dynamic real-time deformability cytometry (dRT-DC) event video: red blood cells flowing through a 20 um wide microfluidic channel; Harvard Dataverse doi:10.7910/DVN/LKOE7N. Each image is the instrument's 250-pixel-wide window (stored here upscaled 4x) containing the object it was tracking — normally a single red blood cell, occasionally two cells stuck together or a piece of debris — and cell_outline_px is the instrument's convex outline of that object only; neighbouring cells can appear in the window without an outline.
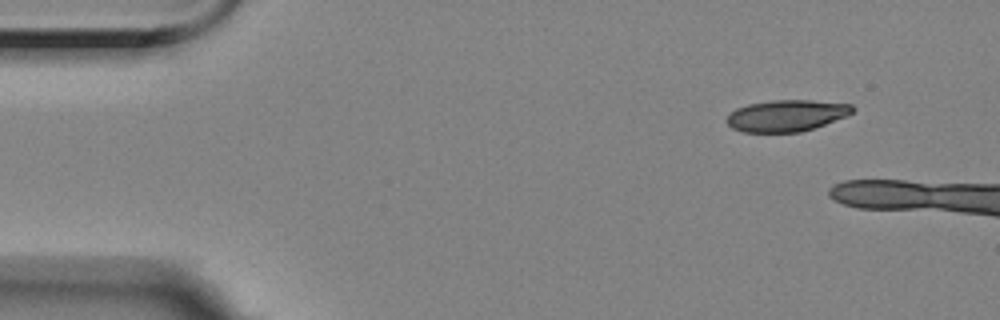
{"species": "Egyptian fruit bat (a non-hibernating species)", "species_latin": "Rousettus aegyptiacus", "temperature_condition": "room temperature", "stored_images_in_passage": 6, "camera_frame_rate_fps": 3000, "um_per_image_px": 0.085, "animal": {"sex": "female"}, "frame": {"image": 1, "passage_image": 1, "time_ms": 0.0, "image_size_px": [1000, 320], "cell_outline_px": [[856, 108], [848, 116], [800, 132], [744, 132], [732, 128], [724, 120], [736, 108], [748, 104], [772, 100], [812, 100], [852, 104]], "centroid_in_image_um": [66.86, 9.82], "position_along_channel_um": 18.1, "area_um2": 23.12}}